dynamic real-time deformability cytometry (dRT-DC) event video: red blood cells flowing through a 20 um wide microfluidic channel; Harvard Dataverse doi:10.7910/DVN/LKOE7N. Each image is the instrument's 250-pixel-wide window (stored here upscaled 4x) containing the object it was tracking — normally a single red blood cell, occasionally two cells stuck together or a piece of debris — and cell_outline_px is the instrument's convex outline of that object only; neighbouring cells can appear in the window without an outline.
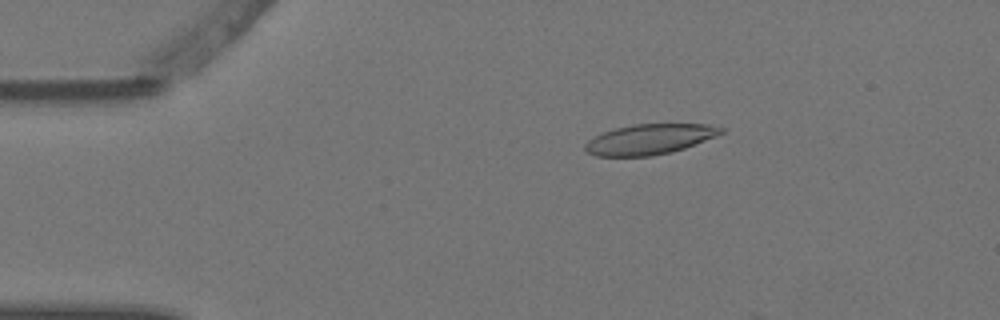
{"species": "Egyptian fruit bat (a non-hibernating species)", "species_latin": "Rousettus aegyptiacus", "temperature_condition": "warm", "stored_images_in_passage": 5, "camera_frame_rate_fps": 3000, "um_per_image_px": 0.085, "animal": {"sex": "female"}, "frame": {"image": 1, "passage_image": 3, "time_ms": 0.667, "image_size_px": [1000, 320], "cell_outline_px": [[724, 132], [716, 136], [684, 148], [672, 152], [652, 156], [596, 156], [588, 152], [584, 148], [584, 144], [588, 140], [604, 132], [616, 128], [632, 124], [708, 124], [724, 128]], "centroid_in_image_um": [55.22, 11.83], "position_along_channel_um": 29.8, "area_um2": 23.87}}